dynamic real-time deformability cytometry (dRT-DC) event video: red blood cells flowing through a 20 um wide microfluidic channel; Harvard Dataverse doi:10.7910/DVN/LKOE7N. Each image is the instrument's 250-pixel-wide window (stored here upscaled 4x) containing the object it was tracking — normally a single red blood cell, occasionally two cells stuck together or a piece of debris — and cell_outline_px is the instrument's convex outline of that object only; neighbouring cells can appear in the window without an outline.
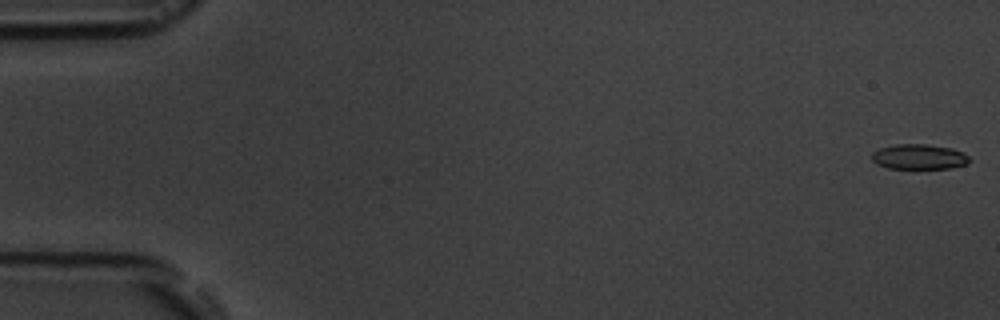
{"species": "common noctule bat (a hibernating species)", "species_latin": "Nyctalus noctula", "temperature_condition": "room temperature", "stored_images_in_passage": 6, "segment_of_instrument_passage": [1, 2], "camera_frame_rate_fps": 3000, "um_per_image_px": 0.085, "animal": {"sex": "male", "body_mass_g": 19.5, "forearm_length_mm": 54.6}, "frame": {"image": 1, "passage_image": 1, "time_ms": 0.0, "image_size_px": [1000, 320], "cell_outline_px": [[972, 160], [968, 164], [952, 168], [888, 168], [876, 164], [872, 160], [872, 152], [880, 148], [896, 144], [924, 144], [952, 148], [964, 152]], "centroid_in_image_um": [78.15, 13.33], "position_along_channel_um": 6.8, "area_um2": 14.39}}